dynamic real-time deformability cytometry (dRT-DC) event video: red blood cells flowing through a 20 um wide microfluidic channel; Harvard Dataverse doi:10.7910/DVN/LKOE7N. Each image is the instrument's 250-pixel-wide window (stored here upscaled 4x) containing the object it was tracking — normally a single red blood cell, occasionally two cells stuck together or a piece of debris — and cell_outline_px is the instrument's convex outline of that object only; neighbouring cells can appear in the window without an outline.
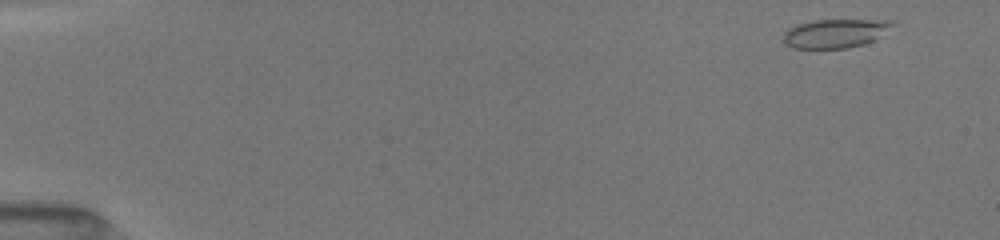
{"species": "common noctule bat (a hibernating species)", "species_latin": "Nyctalus noctula", "temperature_condition": "room temperature", "stored_images_in_passage": 48, "camera_frame_rate_fps": 3000, "um_per_image_px": 0.085, "animal": {"sex": "female", "body_mass_g": 19.5, "forearm_length_mm": 54.1}, "frame": {"image": 1, "passage_image": 1, "time_ms": 0.0, "image_size_px": [1000, 240], "cell_outline_px": [[896, 24], [872, 40], [864, 44], [844, 48], [792, 48], [784, 44], [784, 32], [788, 28], [796, 24], [812, 20], [892, 20]], "centroid_in_image_um": [70.94, 2.83], "position_along_channel_um": 14.1, "area_um2": 18.21}}
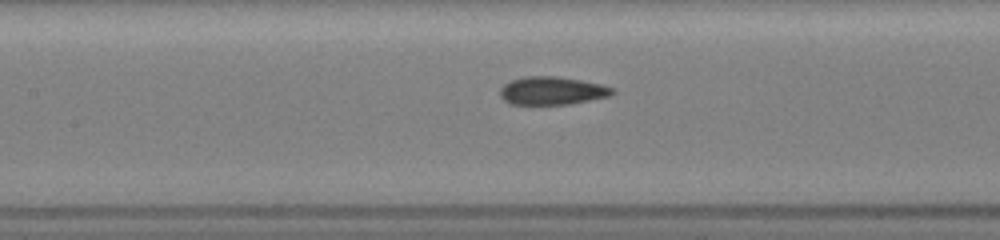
{"frame": {"image": 2, "passage_image": 22, "time_ms": 7.0, "image_size_px": [1000, 240], "cell_outline_px": [[616, 92], [612, 96], [568, 104], [512, 104], [504, 100], [500, 96], [500, 88], [504, 84], [512, 80], [524, 76], [556, 76], [580, 80], [600, 84], [616, 88]], "centroid_in_image_um": [46.96, 7.71], "position_along_channel_um": 160.4, "area_um2": 18.44}}
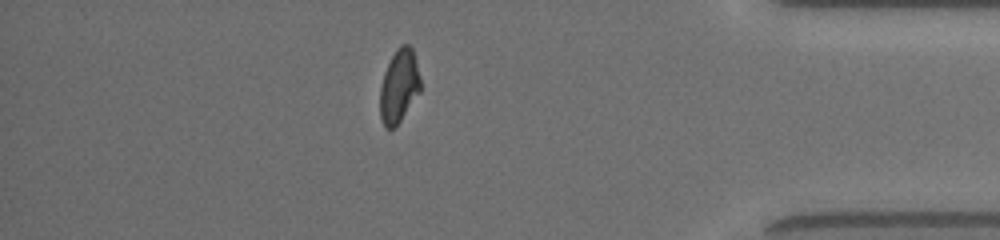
{"frame": {"image": 3, "passage_image": 42, "time_ms": 13.667, "image_size_px": [1000, 240], "cell_outline_px": [[420, 92], [396, 128], [384, 128], [380, 116], [380, 88], [384, 72], [396, 48], [400, 44], [408, 44], [412, 48], [416, 60], [420, 76]], "centroid_in_image_um": [33.92, 7.34], "position_along_channel_um": 401.3, "area_um2": 17.46}, "authors_computed_cell_mechanics": {"area_um2": 18.3804, "velocity_mm_per_s": 4.0681, "shape_relaxation_time_tau1_ms": 3.4592, "shape_relaxation_time_tau2_ms": 0.7972, "deformation_change_tau1": 0.1262, "deformation_change_tau2": 0.0643}}